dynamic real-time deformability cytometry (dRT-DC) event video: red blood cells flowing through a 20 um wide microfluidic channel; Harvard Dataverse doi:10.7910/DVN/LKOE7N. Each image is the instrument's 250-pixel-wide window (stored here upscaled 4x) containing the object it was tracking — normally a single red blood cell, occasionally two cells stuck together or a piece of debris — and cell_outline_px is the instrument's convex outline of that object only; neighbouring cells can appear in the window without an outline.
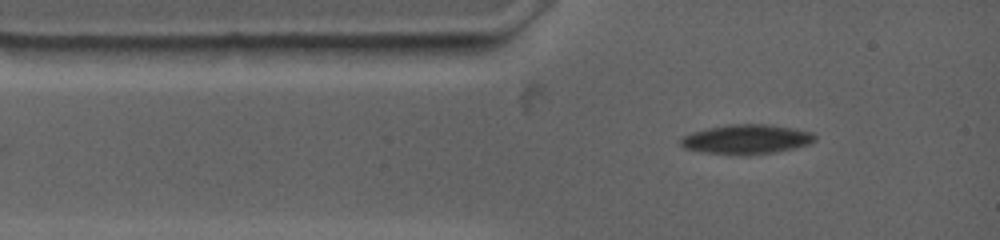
{"species": "common noctule bat (a hibernating species)", "species_latin": "Nyctalus noctula", "temperature_condition": "warm", "stored_images_in_passage": 6, "camera_frame_rate_fps": 4500, "um_per_image_px": 0.085, "animal": {"sex": "female", "body_mass_g": 19.0, "forearm_length_mm": 53.3}, "frame": {"image": 1, "passage_image": 1, "time_ms": 0.0, "image_size_px": [1000, 240], "cell_outline_px": [[816, 140], [808, 144], [796, 148], [776, 152], [736, 156], [700, 152], [684, 148], [680, 144], [680, 136], [692, 132], [708, 128], [728, 124], [772, 124], [812, 132], [816, 136]], "centroid_in_image_um": [63.42, 11.85], "position_along_channel_um": 21.6, "area_um2": 23.52}}
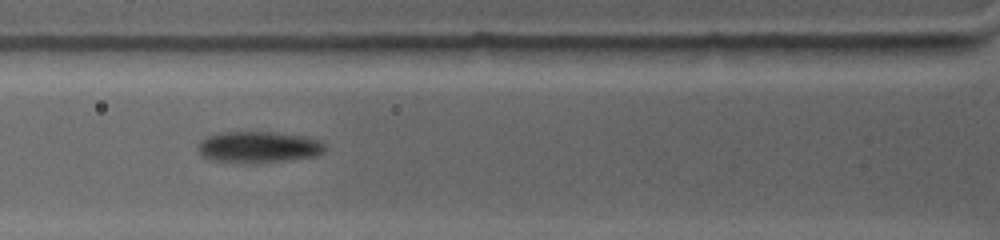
{"frame": {"image": 2, "passage_image": 5, "time_ms": 2.667, "image_size_px": [1000, 240], "cell_outline_px": [[324, 152], [316, 156], [284, 160], [216, 160], [204, 156], [200, 152], [196, 144], [204, 136], [216, 132], [276, 132], [308, 136], [320, 140], [324, 144]], "centroid_in_image_um": [21.99, 12.43], "position_along_channel_um": 103.8, "area_um2": 22.48}}
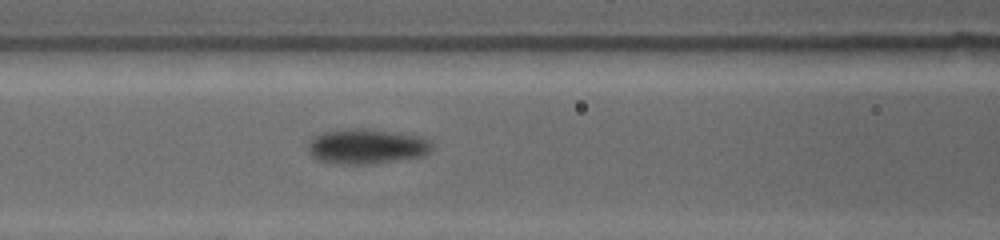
{"frame": {"image": 3, "passage_image": 6, "time_ms": 3.556, "image_size_px": [1000, 240], "cell_outline_px": [[432, 148], [428, 152], [420, 156], [368, 164], [336, 164], [316, 160], [308, 152], [308, 140], [312, 136], [324, 132], [344, 128], [368, 128], [424, 136], [432, 144]], "centroid_in_image_um": [31.1, 12.42], "position_along_channel_um": 135.5, "area_um2": 25.61}}